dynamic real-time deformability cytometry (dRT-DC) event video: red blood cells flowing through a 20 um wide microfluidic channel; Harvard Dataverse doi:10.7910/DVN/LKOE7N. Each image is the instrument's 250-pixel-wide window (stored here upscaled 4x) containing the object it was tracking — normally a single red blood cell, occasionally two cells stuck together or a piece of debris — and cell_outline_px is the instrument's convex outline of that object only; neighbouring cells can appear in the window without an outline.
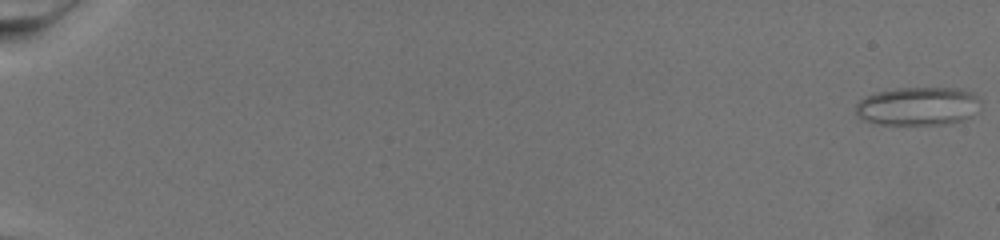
{"species": "common noctule bat (a hibernating species)", "species_latin": "Nyctalus noctula", "temperature_condition": "warm", "stored_images_in_passage": 75, "camera_frame_rate_fps": 3000, "um_per_image_px": 0.085, "animal": {"sex": "female", "body_mass_g": 19.5, "forearm_length_mm": 54.1}, "frame": {"image": 1, "passage_image": 1, "time_ms": 0.0, "image_size_px": [1000, 240], "cell_outline_px": [[980, 100], [968, 116], [960, 120], [944, 124], [876, 124], [864, 120], [856, 116], [856, 104], [860, 100], [876, 92], [900, 88], [956, 88], [972, 92]], "centroid_in_image_um": [77.94, 9.02], "position_along_channel_um": 7.1, "area_um2": 27.4}}
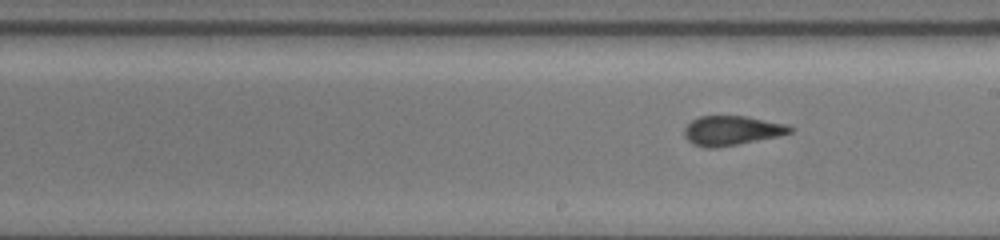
{"frame": {"image": 2, "passage_image": 46, "time_ms": 15.0, "image_size_px": [1000, 240], "cell_outline_px": [[796, 128], [792, 132], [776, 136], [716, 148], [704, 148], [692, 144], [684, 136], [684, 128], [692, 120], [700, 116], [744, 116], [788, 124]], "centroid_in_image_um": [62.18, 11.09], "position_along_channel_um": 226.8, "area_um2": 18.09}}
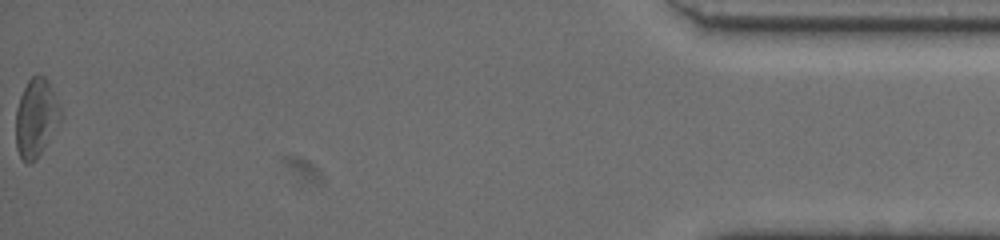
{"frame": {"image": 3, "passage_image": 75, "time_ms": 24.667, "image_size_px": [1000, 240], "cell_outline_px": [[64, 116], [36, 160], [32, 164], [24, 164], [16, 148], [16, 108], [20, 96], [28, 80], [32, 76], [44, 76], [48, 80]], "centroid_in_image_um": [3.07, 10.05], "position_along_channel_um": 432.1, "area_um2": 20.63}}